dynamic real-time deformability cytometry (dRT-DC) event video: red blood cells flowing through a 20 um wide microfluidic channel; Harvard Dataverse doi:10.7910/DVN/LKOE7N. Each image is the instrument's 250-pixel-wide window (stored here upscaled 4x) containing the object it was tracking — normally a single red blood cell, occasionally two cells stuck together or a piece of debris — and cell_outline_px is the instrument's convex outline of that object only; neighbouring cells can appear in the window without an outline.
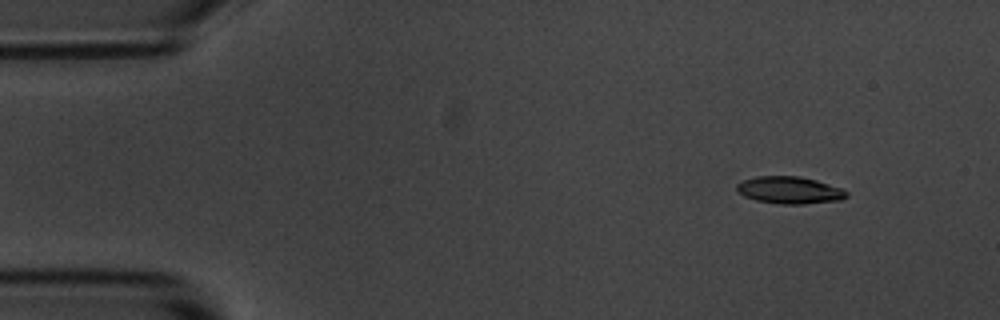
{"species": "common noctule bat (a hibernating species)", "species_latin": "Nyctalus noctula", "temperature_condition": "room temperature", "stored_images_in_passage": 50, "camera_frame_rate_fps": 3000, "um_per_image_px": 0.085, "animal": {"sex": "male", "body_mass_g": 20.1, "forearm_length_mm": 53.5}, "frame": {"image": 1, "passage_image": 1, "time_ms": 0.0, "image_size_px": [1000, 320], "cell_outline_px": [[848, 196], [840, 200], [804, 204], [780, 204], [756, 200], [744, 196], [736, 192], [736, 184], [744, 180], [756, 176], [800, 176], [816, 180], [844, 188], [848, 192]], "centroid_in_image_um": [67.12, 16.16], "position_along_channel_um": 17.9, "area_um2": 17.57}}
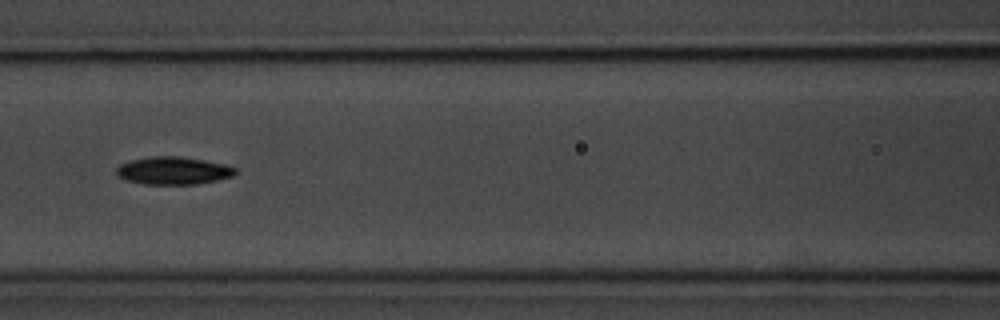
{"frame": {"image": 2, "passage_image": 19, "time_ms": 6.0, "image_size_px": [1000, 320], "cell_outline_px": [[236, 172], [232, 176], [216, 180], [196, 184], [144, 184], [124, 180], [116, 176], [116, 168], [120, 164], [128, 160], [152, 156], [180, 156], [204, 160], [224, 164], [236, 168]], "centroid_in_image_um": [14.67, 14.5], "position_along_channel_um": 151.9, "area_um2": 19.31}}
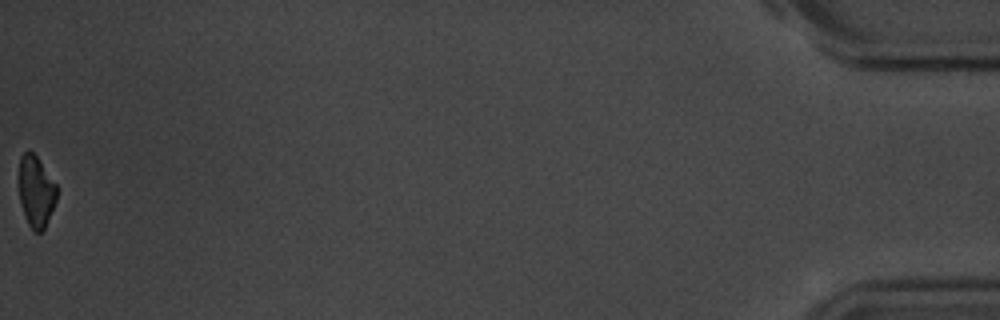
{"frame": {"image": 3, "passage_image": 50, "time_ms": 16.333, "image_size_px": [1000, 320], "cell_outline_px": [[56, 200], [44, 228], [40, 232], [32, 232], [24, 216], [20, 204], [20, 156], [28, 148], [36, 156], [56, 184]], "centroid_in_image_um": [3.05, 16.28], "position_along_channel_um": 432.2, "area_um2": 15.49}, "authors_computed_cell_mechanics": {"area_um2": 18.1203, "velocity_mm_per_s": 3.6939, "shape_relaxation_time_tau1_ms": 2.2192, "shape_relaxation_time_tau2_ms": null, "deformation_change_tau1": 0.1108, "deformation_change_tau2": null}}